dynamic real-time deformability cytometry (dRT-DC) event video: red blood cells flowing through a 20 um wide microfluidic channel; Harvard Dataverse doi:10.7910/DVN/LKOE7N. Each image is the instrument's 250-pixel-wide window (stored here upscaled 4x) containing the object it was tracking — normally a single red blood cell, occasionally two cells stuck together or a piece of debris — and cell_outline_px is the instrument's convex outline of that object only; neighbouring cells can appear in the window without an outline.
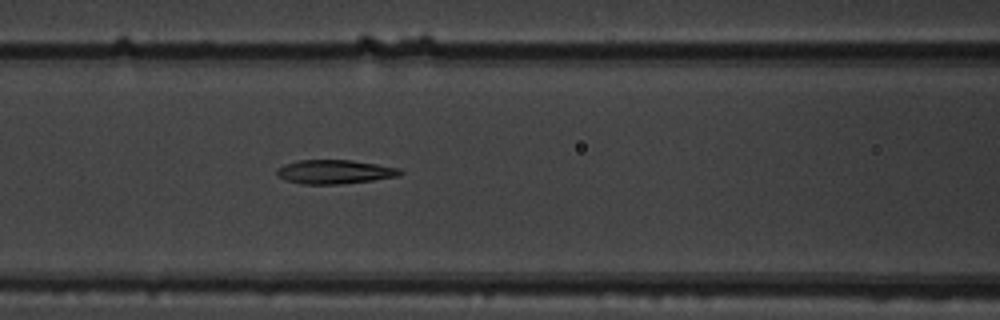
{"species": "common noctule bat (a hibernating species)", "species_latin": "Nyctalus noctula", "temperature_condition": "warm", "stored_images_in_passage": 8, "camera_frame_rate_fps": 3000, "um_per_image_px": 0.085, "animal": {"sex": "male", "body_mass_g": 19.5, "forearm_length_mm": 54.6}, "frame": {"image": 1, "passage_image": 8, "time_ms": 2.333, "image_size_px": [1000, 320], "cell_outline_px": [[404, 172], [400, 176], [372, 180], [340, 184], [304, 184], [288, 180], [280, 176], [276, 172], [276, 168], [284, 164], [296, 160], [352, 160], [400, 168]], "centroid_in_image_um": [28.47, 14.59], "position_along_channel_um": 138.1, "area_um2": 17.17}}